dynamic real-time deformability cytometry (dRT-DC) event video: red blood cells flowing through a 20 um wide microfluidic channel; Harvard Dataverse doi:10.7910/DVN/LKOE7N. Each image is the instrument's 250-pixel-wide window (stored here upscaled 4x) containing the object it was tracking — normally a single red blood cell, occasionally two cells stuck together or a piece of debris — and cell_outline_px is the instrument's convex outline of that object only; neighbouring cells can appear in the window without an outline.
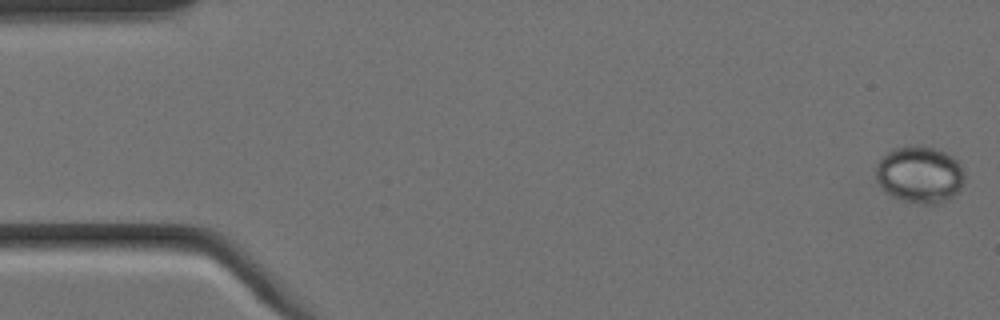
{"species": "Egyptian fruit bat (a non-hibernating species)", "species_latin": "Rousettus aegyptiacus", "temperature_condition": "cold", "stored_images_in_passage": 5, "camera_frame_rate_fps": 3000, "um_per_image_px": 0.085, "animal": {"sex": "female"}, "frame": {"image": 1, "passage_image": 1, "time_ms": 0.0, "image_size_px": [1000, 320], "cell_outline_px": [[964, 180], [960, 188], [952, 196], [940, 204], [924, 204], [904, 200], [892, 196], [876, 180], [876, 164], [892, 148], [912, 144], [932, 148], [944, 152], [952, 156], [960, 164], [964, 172]], "centroid_in_image_um": [78.18, 14.82], "position_along_channel_um": 6.8, "area_um2": 29.19}}